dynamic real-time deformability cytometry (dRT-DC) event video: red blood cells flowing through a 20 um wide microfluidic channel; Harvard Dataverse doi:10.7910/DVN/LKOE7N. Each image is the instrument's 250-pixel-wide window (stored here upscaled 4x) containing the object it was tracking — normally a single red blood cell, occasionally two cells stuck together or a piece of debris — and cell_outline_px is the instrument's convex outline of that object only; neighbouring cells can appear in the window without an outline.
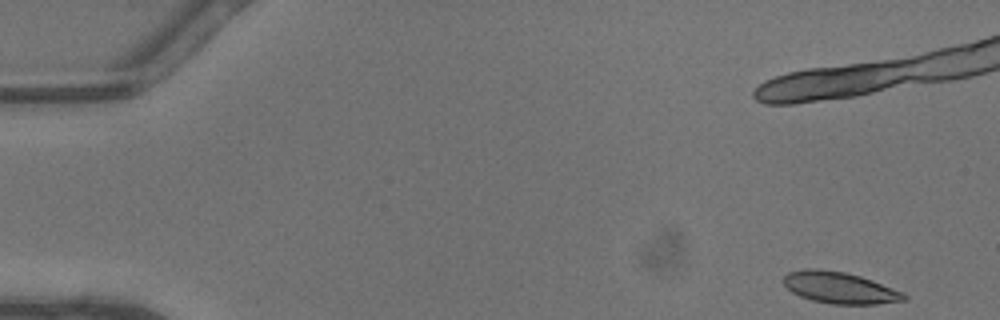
{"species": "common noctule bat (a hibernating species)", "species_latin": "Nyctalus noctula", "temperature_condition": "warm", "stored_images_in_passage": 38, "camera_frame_rate_fps": 3000, "um_per_image_px": 0.085, "animal": {"sex": "male", "body_mass_g": 13.3}, "frame": {"image": 1, "passage_image": 1, "time_ms": 0.0, "image_size_px": [1000, 320], "cell_outline_px": [[908, 300], [876, 304], [832, 304], [812, 300], [800, 296], [792, 292], [784, 284], [784, 276], [788, 272], [804, 268], [816, 268], [844, 272], [860, 276], [872, 280], [904, 292], [908, 296]], "centroid_in_image_um": [71.4, 24.45], "position_along_channel_um": 13.6, "area_um2": 22.2}}